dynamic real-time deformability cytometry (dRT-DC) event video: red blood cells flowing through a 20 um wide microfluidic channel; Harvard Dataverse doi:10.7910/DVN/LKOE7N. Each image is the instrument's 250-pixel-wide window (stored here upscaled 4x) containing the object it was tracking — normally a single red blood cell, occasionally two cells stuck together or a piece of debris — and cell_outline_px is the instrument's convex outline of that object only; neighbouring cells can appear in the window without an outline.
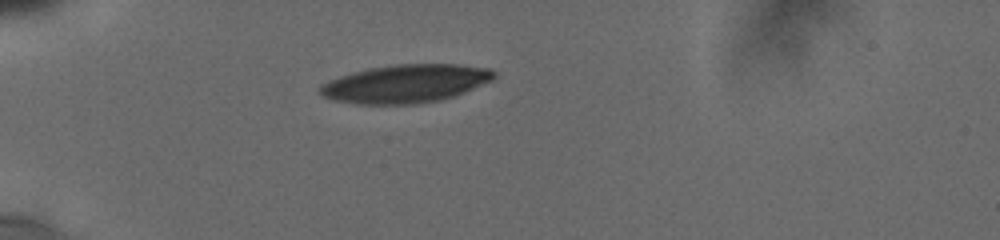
{"species": "human", "species_latin": "Homo sapiens", "temperature_condition": "cold", "stored_images_in_passage": 8, "camera_frame_rate_fps": 3000, "um_per_image_px": 0.085, "donor": {"sex": "male"}, "frame": {"image": 1, "passage_image": 1, "time_ms": 0.0, "image_size_px": [1000, 240], "cell_outline_px": [[496, 76], [492, 80], [464, 92], [440, 100], [416, 104], [356, 104], [332, 100], [324, 96], [320, 92], [320, 88], [324, 84], [332, 80], [368, 68], [396, 64], [456, 64], [488, 68], [496, 72]], "centroid_in_image_um": [34.52, 7.11], "position_along_channel_um": 50.5, "area_um2": 38.26}}